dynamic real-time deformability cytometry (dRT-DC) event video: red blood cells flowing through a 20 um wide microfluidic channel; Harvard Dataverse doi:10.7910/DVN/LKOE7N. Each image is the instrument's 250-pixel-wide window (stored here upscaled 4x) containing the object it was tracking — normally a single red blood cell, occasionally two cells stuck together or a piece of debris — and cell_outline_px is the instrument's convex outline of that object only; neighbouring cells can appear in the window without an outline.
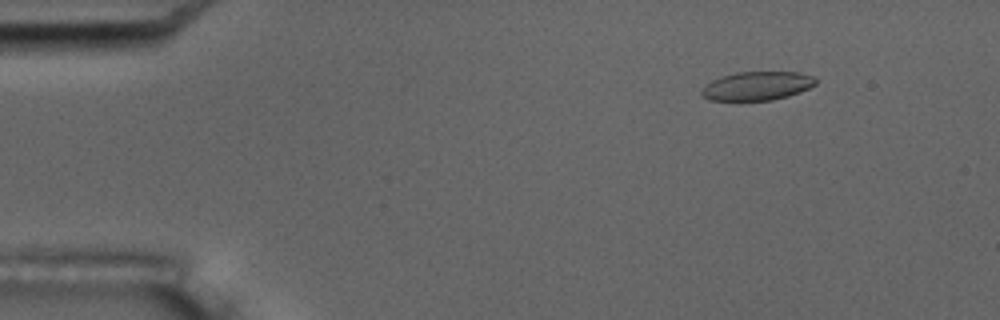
{"species": "common noctule bat (a hibernating species)", "species_latin": "Nyctalus noctula", "temperature_condition": "room temperature", "stored_images_in_passage": 5, "camera_frame_rate_fps": 3000, "um_per_image_px": 0.085, "animal": {"sex": "male", "body_mass_g": 17.5, "forearm_length_mm": 52.3}, "frame": {"image": 1, "passage_image": 2, "time_ms": 1.333, "image_size_px": [1000, 320], "cell_outline_px": [[816, 84], [800, 92], [788, 96], [772, 100], [708, 100], [700, 92], [712, 80], [720, 76], [736, 72], [800, 72], [812, 76], [816, 80]], "centroid_in_image_um": [64.36, 7.3], "position_along_channel_um": 20.6, "area_um2": 18.96}}